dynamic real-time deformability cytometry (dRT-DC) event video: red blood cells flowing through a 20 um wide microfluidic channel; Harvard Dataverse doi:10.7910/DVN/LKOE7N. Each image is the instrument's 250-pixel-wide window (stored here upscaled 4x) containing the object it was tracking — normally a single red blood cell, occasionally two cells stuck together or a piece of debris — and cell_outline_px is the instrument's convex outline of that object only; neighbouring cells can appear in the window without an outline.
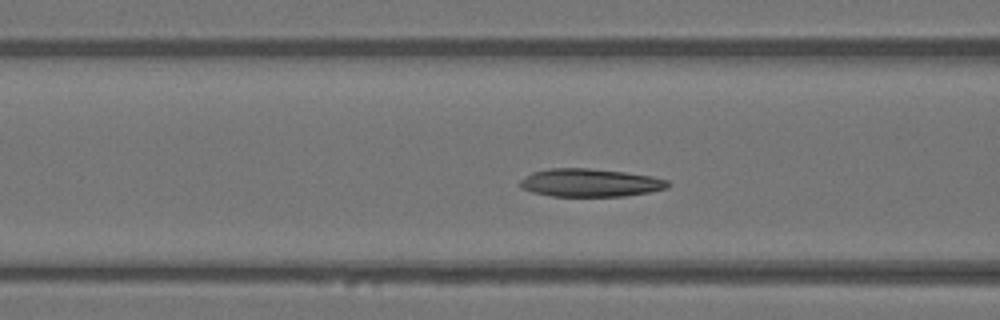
{"species": "Egyptian fruit bat (a non-hibernating species)", "species_latin": "Rousettus aegyptiacus", "temperature_condition": "warm", "stored_images_in_passage": 46, "camera_frame_rate_fps": 3000, "um_per_image_px": 0.085, "animal": {"sex": "female"}, "frame": {"image": 1, "passage_image": 16, "time_ms": 5.0, "image_size_px": [1000, 320], "cell_outline_px": [[672, 184], [668, 188], [648, 192], [624, 196], [552, 196], [532, 192], [520, 188], [520, 180], [532, 172], [548, 168], [588, 168], [624, 172], [652, 176], [668, 180]], "centroid_in_image_um": [50.17, 15.53], "position_along_channel_um": 116.4, "area_um2": 24.22}}
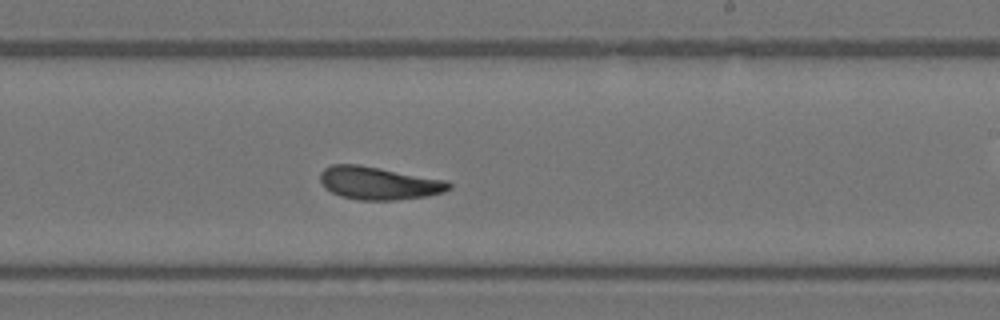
{"frame": {"image": 2, "passage_image": 26, "time_ms": 8.333, "image_size_px": [1000, 320], "cell_outline_px": [[452, 188], [444, 192], [428, 196], [396, 200], [360, 200], [340, 196], [324, 188], [320, 180], [320, 172], [324, 168], [332, 164], [356, 164], [380, 168], [448, 180], [452, 184]], "centroid_in_image_um": [32.21, 15.57], "position_along_channel_um": 256.8, "area_um2": 24.85}}
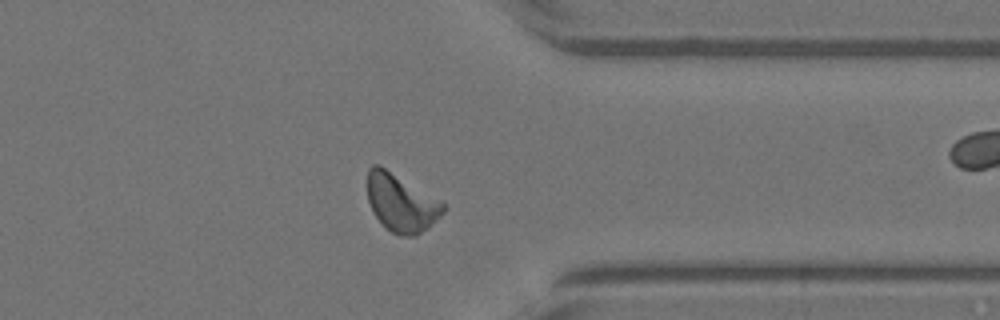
{"frame": {"image": 3, "passage_image": 35, "time_ms": 11.333, "image_size_px": [1000, 320], "cell_outline_px": [[448, 208], [428, 228], [416, 236], [400, 236], [392, 232], [372, 212], [368, 200], [368, 168], [372, 164], [380, 164], [444, 204]], "centroid_in_image_um": [34.09, 17.24], "position_along_channel_um": 377.3, "area_um2": 25.14}}